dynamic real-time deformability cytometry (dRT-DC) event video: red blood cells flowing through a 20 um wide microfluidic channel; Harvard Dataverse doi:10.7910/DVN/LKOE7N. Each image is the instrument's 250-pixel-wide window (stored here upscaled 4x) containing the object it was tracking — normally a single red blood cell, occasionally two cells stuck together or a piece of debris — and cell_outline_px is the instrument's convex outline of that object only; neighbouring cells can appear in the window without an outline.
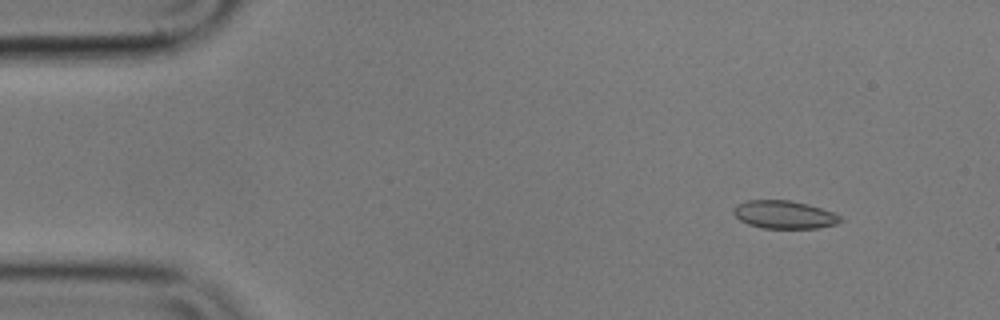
{"species": "common noctule bat (a hibernating species)", "species_latin": "Nyctalus noctula", "temperature_condition": "cold", "stored_images_in_passage": 57, "segment_of_instrument_passage": [1, 2], "camera_frame_rate_fps": 3000, "um_per_image_px": 0.085, "animal": {"sex": "male", "body_mass_g": 17.9}, "frame": {"image": 1, "passage_image": 6, "time_ms": 1.667, "image_size_px": [1000, 320], "cell_outline_px": [[844, 220], [836, 224], [816, 228], [760, 228], [748, 224], [740, 220], [732, 212], [732, 208], [736, 204], [748, 200], [792, 200], [808, 204], [832, 212], [840, 216]], "centroid_in_image_um": [66.63, 18.24], "position_along_channel_um": 18.4, "area_um2": 17.51}}
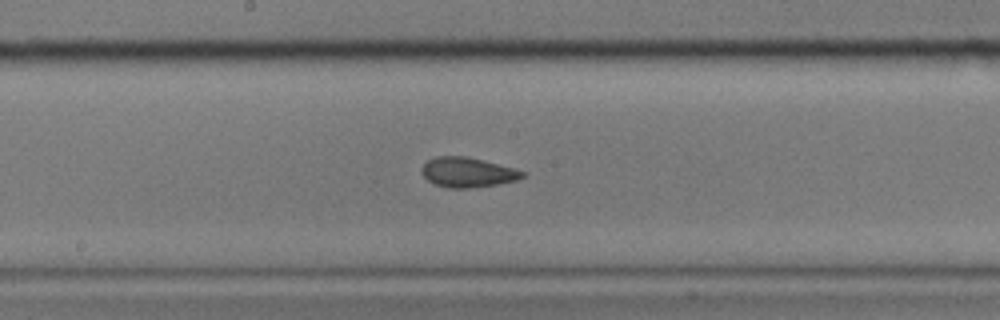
{"frame": {"image": 2, "passage_image": 29, "time_ms": 9.333, "image_size_px": [1000, 320], "cell_outline_px": [[524, 176], [516, 180], [496, 184], [472, 188], [448, 188], [436, 184], [428, 180], [420, 172], [420, 168], [428, 160], [436, 156], [468, 156], [512, 168], [524, 172]], "centroid_in_image_um": [39.69, 14.64], "position_along_channel_um": 208.5, "area_um2": 17.34}}
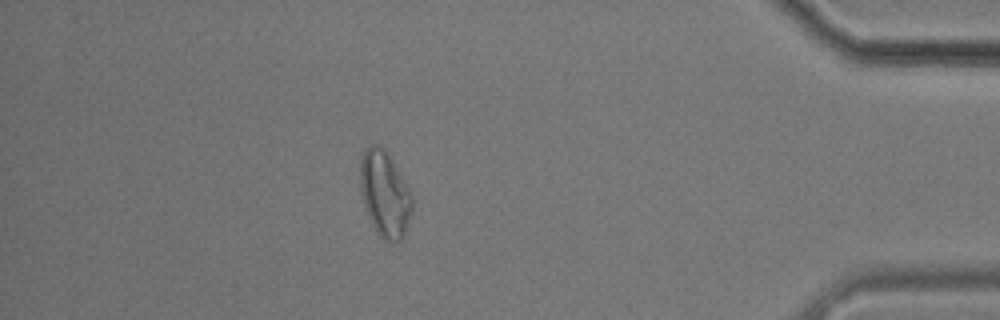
{"frame": {"image": 3, "passage_image": 49, "time_ms": 16.0, "image_size_px": [1000, 320], "cell_outline_px": [[412, 212], [404, 236], [396, 244], [384, 240], [376, 232], [372, 224], [364, 204], [360, 188], [360, 160], [364, 148], [372, 144], [380, 144], [384, 148], [392, 160], [408, 188], [412, 196]], "centroid_in_image_um": [32.7, 16.49], "position_along_channel_um": 402.5, "area_um2": 26.07}}